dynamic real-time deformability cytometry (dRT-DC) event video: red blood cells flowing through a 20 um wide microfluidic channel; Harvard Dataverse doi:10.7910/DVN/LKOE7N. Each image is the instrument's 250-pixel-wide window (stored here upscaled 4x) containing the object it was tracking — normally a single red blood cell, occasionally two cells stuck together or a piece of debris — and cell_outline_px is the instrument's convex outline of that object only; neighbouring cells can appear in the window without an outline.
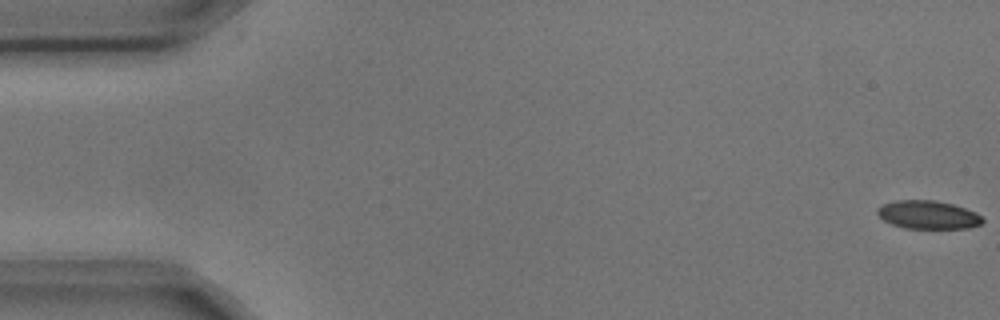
{"species": "common noctule bat (a hibernating species)", "species_latin": "Nyctalus noctula", "temperature_condition": "cold", "stored_images_in_passage": 5, "camera_frame_rate_fps": 3000, "um_per_image_px": 0.085, "animal": {"sex": "male", "body_mass_g": 17.9, "forearm_length_mm": 54.2}, "frame": {"image": 1, "passage_image": 1, "time_ms": 0.0, "image_size_px": [1000, 320], "cell_outline_px": [[984, 220], [980, 224], [968, 228], [904, 228], [892, 224], [884, 220], [876, 212], [876, 208], [884, 204], [896, 200], [936, 200], [952, 204], [976, 212]], "centroid_in_image_um": [78.87, 18.25], "position_along_channel_um": 6.1, "area_um2": 17.22}}
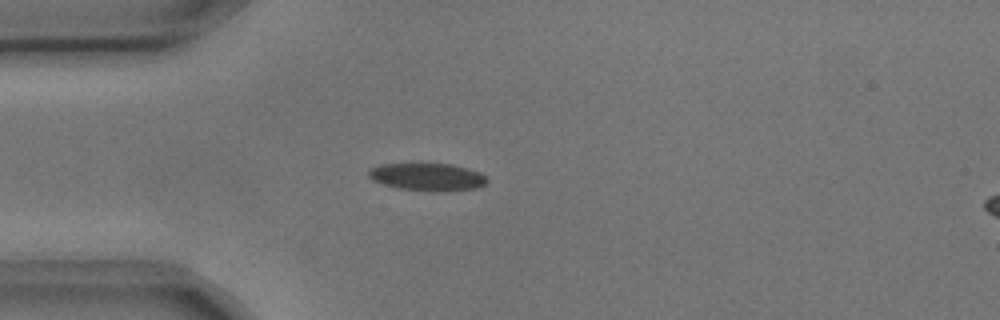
{"frame": {"image": 2, "passage_image": 5, "time_ms": 1.333, "image_size_px": [1000, 320], "cell_outline_px": [[488, 180], [480, 188], [444, 192], [432, 192], [396, 188], [372, 180], [368, 176], [368, 168], [380, 164], [452, 164], [468, 168], [480, 172]], "centroid_in_image_um": [36.33, 15.05], "position_along_channel_um": 48.7, "area_um2": 19.36}}